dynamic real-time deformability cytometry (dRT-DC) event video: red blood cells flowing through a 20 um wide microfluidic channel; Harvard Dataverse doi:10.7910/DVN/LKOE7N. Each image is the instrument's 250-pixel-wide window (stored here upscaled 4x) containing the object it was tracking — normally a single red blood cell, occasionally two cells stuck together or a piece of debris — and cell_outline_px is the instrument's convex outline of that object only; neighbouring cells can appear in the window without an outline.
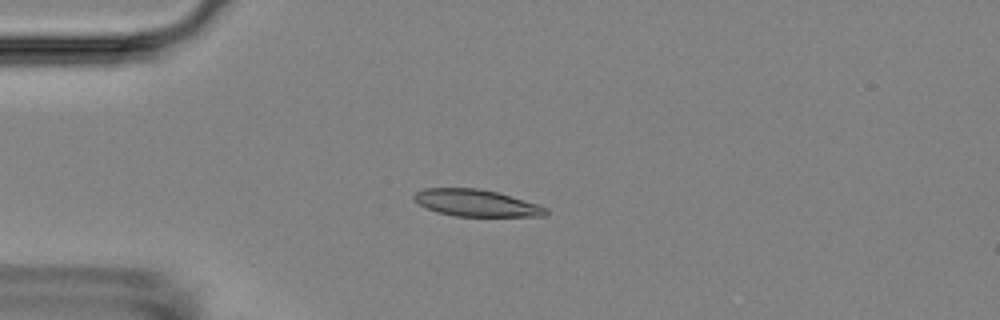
{"species": "Egyptian fruit bat (a non-hibernating species)", "species_latin": "Rousettus aegyptiacus", "temperature_condition": "room temperature", "stored_images_in_passage": 10, "camera_frame_rate_fps": 3000, "um_per_image_px": 0.085, "animal": {"sex": "female"}, "frame": {"image": 1, "passage_image": 4, "time_ms": 3.333, "image_size_px": [1000, 320], "cell_outline_px": [[548, 216], [456, 216], [436, 212], [424, 208], [412, 196], [416, 192], [424, 188], [480, 188], [496, 192], [536, 204], [548, 208]], "centroid_in_image_um": [40.46, 17.26], "position_along_channel_um": 44.5, "area_um2": 20.52}}
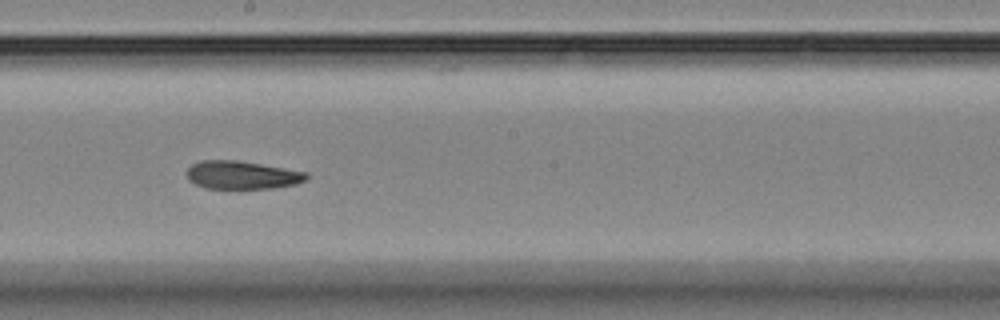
{"frame": {"image": 2, "passage_image": 9, "time_ms": 9.0, "image_size_px": [1000, 320], "cell_outline_px": [[308, 180], [296, 184], [272, 188], [204, 188], [188, 180], [188, 168], [192, 164], [200, 160], [236, 160], [308, 172]], "centroid_in_image_um": [20.59, 14.87], "position_along_channel_um": 227.6, "area_um2": 19.54}}
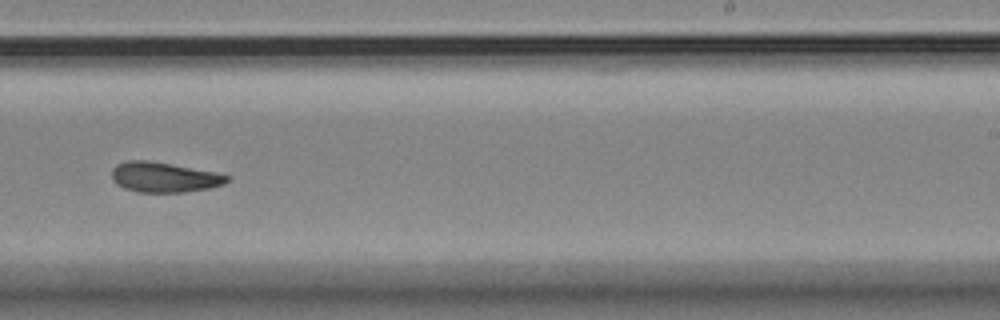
{"frame": {"image": 3, "passage_image": 10, "time_ms": 10.333, "image_size_px": [1000, 320], "cell_outline_px": [[232, 180], [224, 184], [212, 188], [184, 192], [136, 192], [124, 188], [116, 184], [112, 180], [112, 168], [116, 164], [128, 160], [148, 160], [172, 164], [216, 172], [232, 176]], "centroid_in_image_um": [13.98, 15.06], "position_along_channel_um": 275.0, "area_um2": 20.58}}